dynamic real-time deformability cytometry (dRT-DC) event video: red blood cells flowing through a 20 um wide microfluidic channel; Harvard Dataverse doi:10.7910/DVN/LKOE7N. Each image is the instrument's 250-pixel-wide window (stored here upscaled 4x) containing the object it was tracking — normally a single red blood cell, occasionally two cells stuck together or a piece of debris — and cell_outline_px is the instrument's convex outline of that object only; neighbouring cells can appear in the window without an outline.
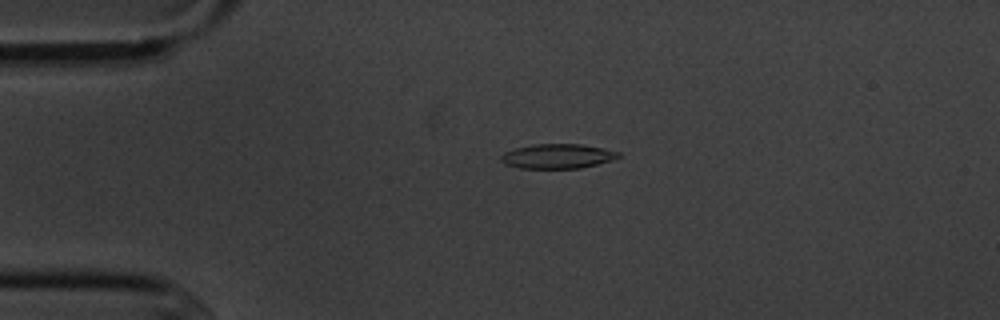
{"species": "common noctule bat (a hibernating species)", "species_latin": "Nyctalus noctula", "temperature_condition": "cold", "stored_images_in_passage": 3, "camera_frame_rate_fps": 3000, "um_per_image_px": 0.085, "animal": {"sex": "male", "body_mass_g": 20.1, "forearm_length_mm": 53.5}, "frame": {"image": 1, "passage_image": 2, "time_ms": 1.333, "image_size_px": [1000, 320], "cell_outline_px": [[620, 156], [596, 164], [580, 168], [520, 168], [504, 164], [500, 160], [500, 156], [504, 152], [516, 148], [532, 144], [580, 144], [620, 152]], "centroid_in_image_um": [47.31, 13.27], "position_along_channel_um": 37.7, "area_um2": 16.59}}